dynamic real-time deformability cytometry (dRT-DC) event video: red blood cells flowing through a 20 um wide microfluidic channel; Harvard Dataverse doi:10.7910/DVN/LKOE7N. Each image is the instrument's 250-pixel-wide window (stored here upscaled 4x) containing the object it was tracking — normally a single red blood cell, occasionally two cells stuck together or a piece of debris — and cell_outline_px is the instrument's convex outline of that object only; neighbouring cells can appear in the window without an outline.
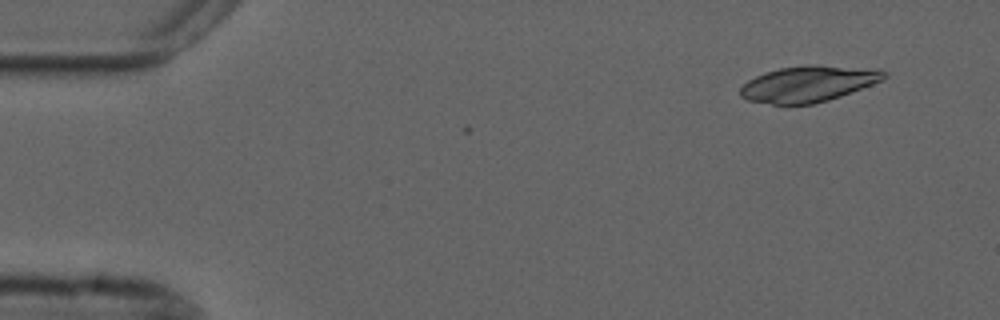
{"species": "common noctule bat (a hibernating species)", "species_latin": "Nyctalus noctula", "temperature_condition": "cold", "stored_images_in_passage": 4, "camera_frame_rate_fps": 3000, "um_per_image_px": 0.085, "animal": {"sex": "male", "forearm_length_mm": 52.5}, "frame": {"image": 1, "passage_image": 1, "time_ms": 0.0, "image_size_px": [1000, 320], "cell_outline_px": [[888, 76], [884, 80], [840, 96], [828, 100], [812, 104], [772, 104], [748, 100], [740, 96], [740, 88], [748, 80], [764, 72], [780, 68], [804, 64], [816, 64], [888, 72]], "centroid_in_image_um": [68.66, 7.13], "position_along_channel_um": 16.3, "area_um2": 29.82}}